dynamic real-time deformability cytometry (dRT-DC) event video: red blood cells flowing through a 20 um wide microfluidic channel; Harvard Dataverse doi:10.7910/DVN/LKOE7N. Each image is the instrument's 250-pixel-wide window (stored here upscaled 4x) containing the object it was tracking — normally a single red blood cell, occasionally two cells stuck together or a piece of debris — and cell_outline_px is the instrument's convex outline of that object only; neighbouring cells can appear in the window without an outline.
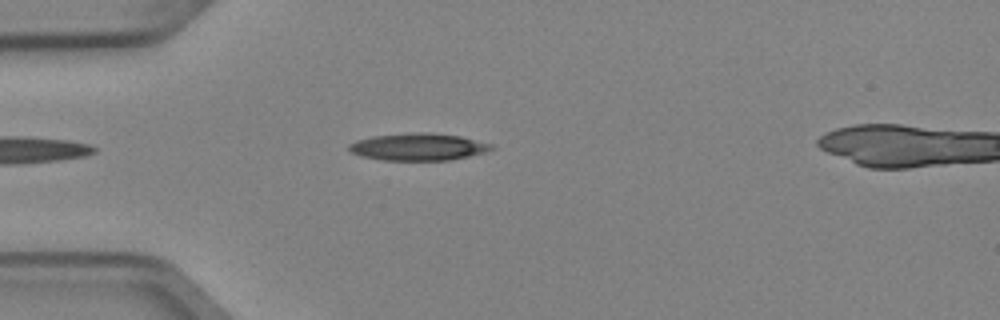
{"species": "Egyptian fruit bat (a non-hibernating species)", "species_latin": "Rousettus aegyptiacus", "temperature_condition": "cold", "stored_images_in_passage": 4, "camera_frame_rate_fps": 3000, "um_per_image_px": 0.085, "animal": {"sex": "female"}, "frame": {"image": 1, "passage_image": 3, "time_ms": 0.667, "image_size_px": [1000, 320], "cell_outline_px": [[492, 148], [484, 152], [452, 160], [384, 160], [364, 156], [352, 152], [348, 148], [348, 144], [356, 140], [372, 136], [416, 132], [424, 132], [460, 136], [492, 144]], "centroid_in_image_um": [35.53, 12.48], "position_along_channel_um": 49.5, "area_um2": 22.25}}